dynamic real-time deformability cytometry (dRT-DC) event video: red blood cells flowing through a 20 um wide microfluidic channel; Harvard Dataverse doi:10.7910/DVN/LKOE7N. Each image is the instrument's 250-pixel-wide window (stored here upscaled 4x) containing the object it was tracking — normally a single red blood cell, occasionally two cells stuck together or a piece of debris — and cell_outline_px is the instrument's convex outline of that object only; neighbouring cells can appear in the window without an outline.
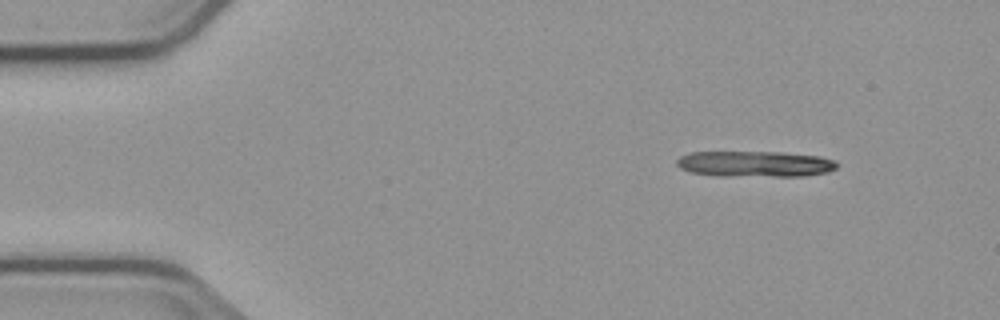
{"species": "common noctule bat (a hibernating species)", "species_latin": "Nyctalus noctula", "temperature_condition": "cold", "stored_images_in_passage": 3, "camera_frame_rate_fps": 3000, "um_per_image_px": 0.085, "animal": {"sex": "male", "body_mass_g": 23.1, "forearm_length_mm": 52.7}, "frame": {"image": 1, "passage_image": 3, "time_ms": 3.333, "image_size_px": [1000, 320], "cell_outline_px": [[840, 164], [836, 168], [828, 172], [804, 176], [716, 176], [688, 172], [680, 168], [676, 164], [676, 160], [680, 156], [688, 152], [784, 152], [820, 156], [836, 160]], "centroid_in_image_um": [64.18, 13.93], "position_along_channel_um": 20.8, "area_um2": 24.62}}